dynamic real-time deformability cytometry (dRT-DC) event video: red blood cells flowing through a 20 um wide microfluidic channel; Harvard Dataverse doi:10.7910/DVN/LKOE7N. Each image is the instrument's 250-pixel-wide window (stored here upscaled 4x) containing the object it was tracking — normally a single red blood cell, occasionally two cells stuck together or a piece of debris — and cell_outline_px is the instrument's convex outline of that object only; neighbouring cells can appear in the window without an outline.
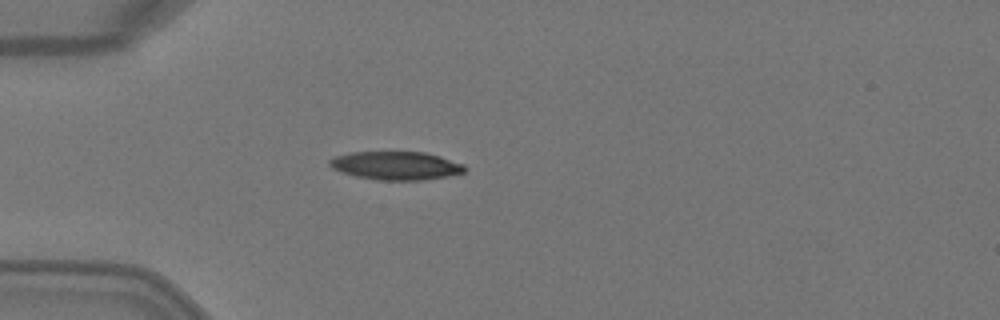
{"species": "Egyptian fruit bat (a non-hibernating species)", "species_latin": "Rousettus aegyptiacus", "temperature_condition": "warm", "stored_images_in_passage": 4, "camera_frame_rate_fps": 3000, "um_per_image_px": 0.085, "animal": {"sex": "female"}, "frame": {"image": 1, "passage_image": 4, "time_ms": 1.0, "image_size_px": [1000, 320], "cell_outline_px": [[468, 168], [464, 172], [448, 176], [420, 180], [380, 180], [356, 176], [332, 168], [328, 164], [328, 160], [336, 156], [348, 152], [424, 152], [440, 156], [464, 164]], "centroid_in_image_um": [33.68, 14.07], "position_along_channel_um": 51.3, "area_um2": 22.25}}